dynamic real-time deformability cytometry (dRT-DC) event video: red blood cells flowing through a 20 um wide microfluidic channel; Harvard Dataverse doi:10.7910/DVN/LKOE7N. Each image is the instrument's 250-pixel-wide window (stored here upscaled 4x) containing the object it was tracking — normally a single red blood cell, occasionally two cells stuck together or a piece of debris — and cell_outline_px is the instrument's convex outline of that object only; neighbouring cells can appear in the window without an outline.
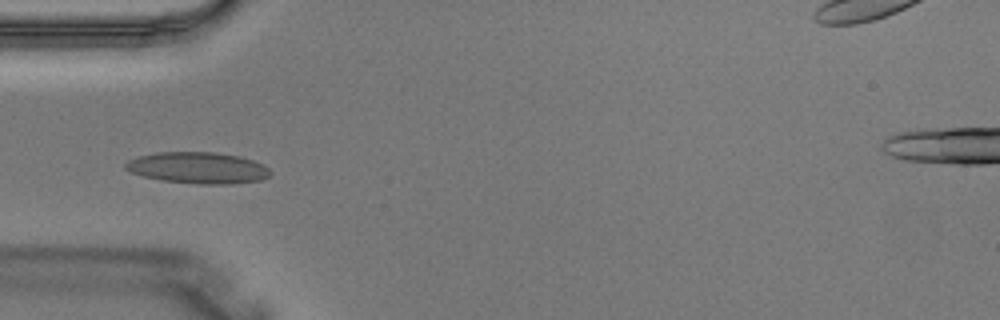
{"species": "Egyptian fruit bat (a non-hibernating species)", "species_latin": "Rousettus aegyptiacus", "temperature_condition": "warm", "stored_images_in_passage": 2, "camera_frame_rate_fps": 3000, "um_per_image_px": 0.085, "animal": {"sex": "male"}, "frame": {"image": 1, "passage_image": 2, "time_ms": 0.333, "image_size_px": [1000, 320], "cell_outline_px": [[272, 172], [268, 176], [260, 180], [232, 184], [200, 184], [160, 180], [144, 176], [132, 172], [124, 168], [124, 164], [128, 160], [136, 156], [156, 152], [216, 152], [236, 156], [252, 160], [268, 168]], "centroid_in_image_um": [16.78, 14.26], "position_along_channel_um": 68.2, "area_um2": 26.41}}